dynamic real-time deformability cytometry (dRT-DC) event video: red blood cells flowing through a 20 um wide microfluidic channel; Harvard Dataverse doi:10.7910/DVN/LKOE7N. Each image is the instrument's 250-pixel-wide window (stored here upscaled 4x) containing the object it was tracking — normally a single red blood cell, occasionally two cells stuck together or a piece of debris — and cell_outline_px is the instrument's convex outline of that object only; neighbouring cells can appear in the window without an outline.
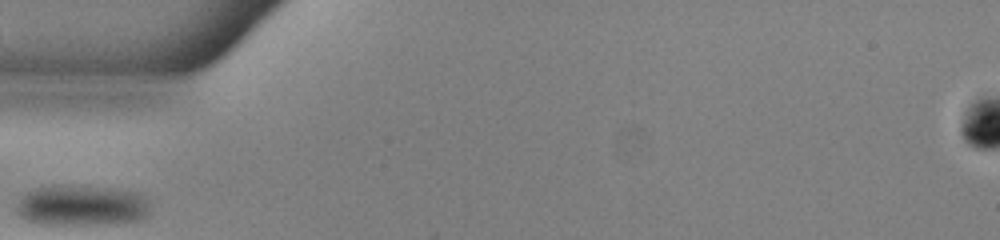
{"species": "common noctule bat (a hibernating species)", "species_latin": "Nyctalus noctula", "temperature_condition": "warm", "stored_images_in_passage": 24, "camera_frame_rate_fps": 3000, "um_per_image_px": 0.085, "animal": {"sex": "male", "body_mass_g": 13.0, "forearm_length_mm": 53.1}, "frame": {"image": 1, "passage_image": 1, "time_ms": 0.0, "image_size_px": [1000, 240], "cell_outline_px": [[152, 212], [148, 216], [128, 224], [36, 224], [24, 220], [20, 216], [16, 208], [20, 200], [28, 192], [36, 188], [52, 184], [104, 188], [136, 192], [144, 196], [148, 200]], "centroid_in_image_um": [7.0, 17.49], "position_along_channel_um": 78.0, "area_um2": 32.14}}
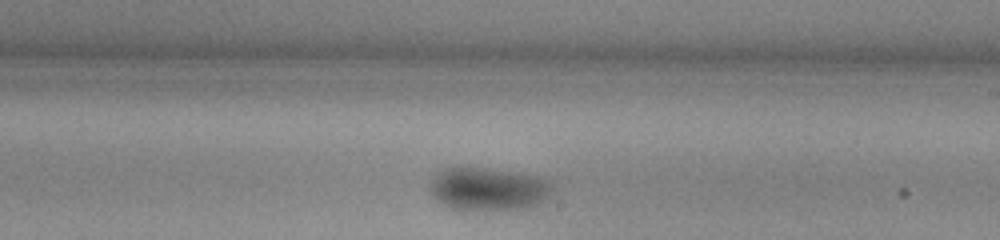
{"frame": {"image": 2, "passage_image": 14, "time_ms": 4.333, "image_size_px": [1000, 240], "cell_outline_px": [[552, 192], [536, 204], [524, 208], [452, 208], [444, 204], [432, 196], [428, 192], [432, 180], [440, 172], [448, 168], [488, 168], [536, 176], [552, 184]], "centroid_in_image_um": [41.47, 16.04], "position_along_channel_um": 247.5, "area_um2": 29.42}}
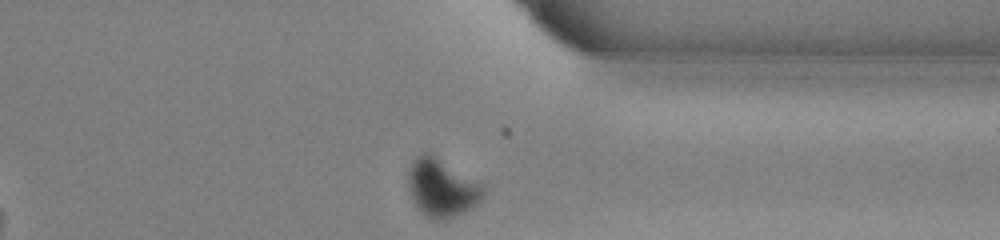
{"frame": {"image": 3, "passage_image": 24, "time_ms": 7.667, "image_size_px": [1000, 240], "cell_outline_px": [[484, 196], [476, 204], [464, 212], [444, 220], [436, 220], [420, 212], [416, 208], [408, 188], [408, 172], [412, 160], [420, 152], [428, 152], [436, 156], [484, 184]], "centroid_in_image_um": [37.53, 15.95], "position_along_channel_um": 373.9, "area_um2": 25.55}}